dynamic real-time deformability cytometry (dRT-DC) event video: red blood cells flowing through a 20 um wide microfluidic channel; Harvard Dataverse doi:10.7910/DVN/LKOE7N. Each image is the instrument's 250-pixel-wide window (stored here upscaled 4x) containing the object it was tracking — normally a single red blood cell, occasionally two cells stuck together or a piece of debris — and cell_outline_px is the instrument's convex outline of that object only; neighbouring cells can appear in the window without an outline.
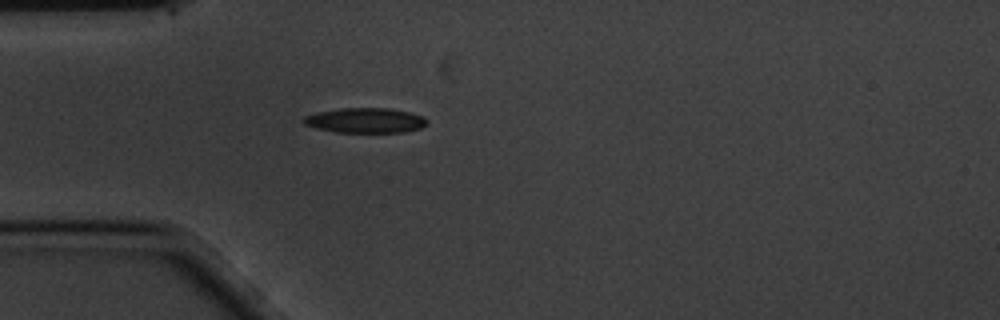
{"species": "common noctule bat (a hibernating species)", "species_latin": "Nyctalus noctula", "temperature_condition": "cold", "stored_images_in_passage": 2, "camera_frame_rate_fps": 3000, "um_per_image_px": 0.085, "animal": {"sex": "male", "body_mass_g": 20.1, "forearm_length_mm": 53.5}, "frame": {"image": 1, "passage_image": 2, "time_ms": 0.333, "image_size_px": [1000, 320], "cell_outline_px": [[428, 124], [420, 128], [404, 132], [336, 132], [316, 128], [304, 124], [300, 120], [304, 116], [316, 112], [340, 108], [392, 108], [424, 116], [428, 120]], "centroid_in_image_um": [31.04, 10.23], "position_along_channel_um": 54.0, "area_um2": 18.15}}